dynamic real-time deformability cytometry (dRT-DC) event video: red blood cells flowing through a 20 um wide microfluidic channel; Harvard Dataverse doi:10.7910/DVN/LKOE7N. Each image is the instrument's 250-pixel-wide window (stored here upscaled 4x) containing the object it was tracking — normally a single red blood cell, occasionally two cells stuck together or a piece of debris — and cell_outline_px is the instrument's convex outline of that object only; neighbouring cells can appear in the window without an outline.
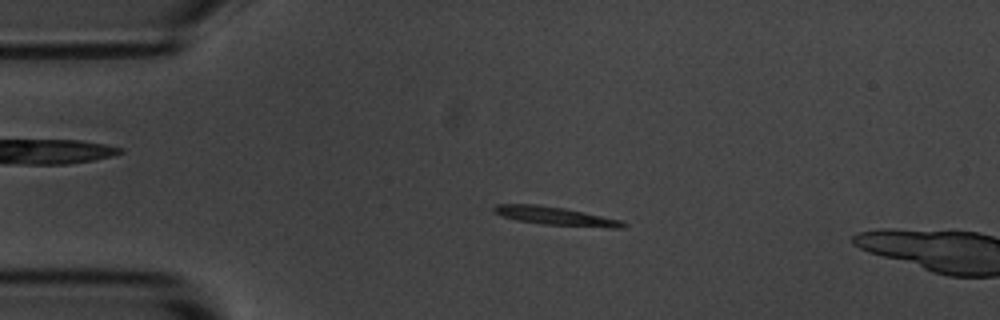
{"species": "common noctule bat (a hibernating species)", "species_latin": "Nyctalus noctula", "temperature_condition": "room temperature", "stored_images_in_passage": 9, "camera_frame_rate_fps": 3000, "um_per_image_px": 0.085, "animal": {"sex": "male", "body_mass_g": 20.1, "forearm_length_mm": 53.5}, "frame": {"image": 1, "passage_image": 6, "time_ms": 1.667, "image_size_px": [1000, 320], "cell_outline_px": [[628, 224], [624, 228], [608, 228], [544, 224], [516, 220], [500, 216], [492, 212], [492, 208], [496, 204], [536, 204], [564, 208], [624, 220]], "centroid_in_image_um": [47.24, 18.37], "position_along_channel_um": 37.8, "area_um2": 14.1}}